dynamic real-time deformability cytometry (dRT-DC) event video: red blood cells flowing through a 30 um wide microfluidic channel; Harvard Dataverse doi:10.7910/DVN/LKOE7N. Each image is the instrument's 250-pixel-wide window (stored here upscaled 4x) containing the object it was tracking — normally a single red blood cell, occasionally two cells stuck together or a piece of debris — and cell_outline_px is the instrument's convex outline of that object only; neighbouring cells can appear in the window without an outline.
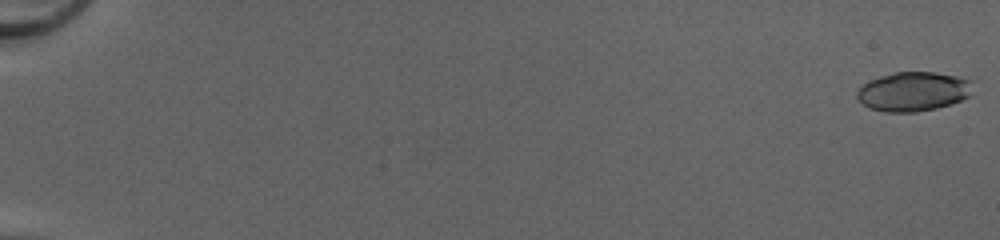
{"species": "common noctule bat (a hibernating species)", "species_latin": "Nyctalus noctula", "temperature_condition": "cold", "stored_images_in_passage": 51, "camera_frame_rate_fps": 3000, "um_per_image_px": 0.085, "animal": {"sex": "female", "body_mass_g": 20.0, "forearm_length_mm": 54.0}, "frame": {"image": 1, "passage_image": 1, "time_ms": 0.0, "image_size_px": [1000, 240], "cell_outline_px": [[968, 96], [952, 104], [936, 108], [916, 112], [884, 112], [868, 108], [856, 96], [856, 92], [868, 80], [880, 76], [896, 72], [936, 72], [956, 76], [968, 80]], "centroid_in_image_um": [77.55, 7.79], "position_along_channel_um": 7.5, "area_um2": 26.13}}
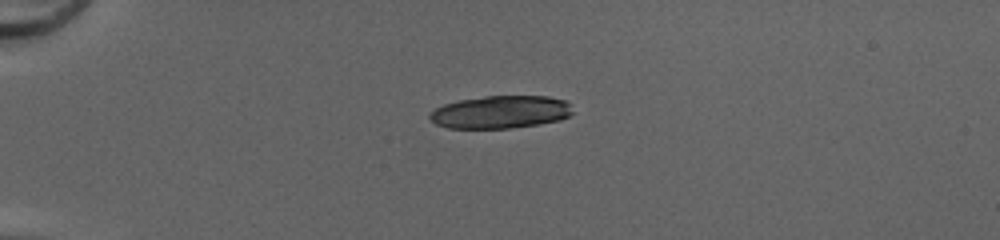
{"frame": {"image": 2, "passage_image": 15, "time_ms": 4.667, "image_size_px": [1000, 240], "cell_outline_px": [[572, 112], [568, 116], [560, 120], [540, 124], [512, 128], [448, 128], [436, 124], [428, 116], [428, 112], [444, 104], [460, 100], [484, 96], [548, 96], [564, 100], [568, 104]], "centroid_in_image_um": [42.52, 9.53], "position_along_channel_um": 42.5, "area_um2": 27.22}}